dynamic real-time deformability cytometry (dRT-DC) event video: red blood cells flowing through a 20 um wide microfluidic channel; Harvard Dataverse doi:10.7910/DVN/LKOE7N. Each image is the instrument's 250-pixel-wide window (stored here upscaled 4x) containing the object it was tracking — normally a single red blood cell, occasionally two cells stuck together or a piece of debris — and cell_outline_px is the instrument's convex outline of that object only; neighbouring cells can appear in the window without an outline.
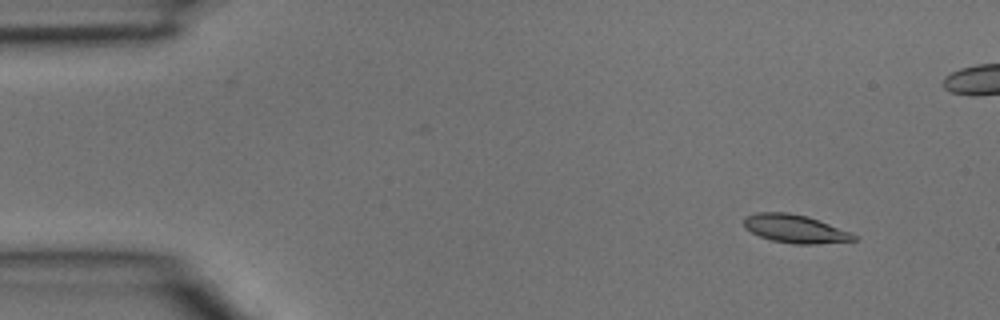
{"species": "common noctule bat (a hibernating species)", "species_latin": "Nyctalus noctula", "temperature_condition": "room temperature", "stored_images_in_passage": 2, "camera_frame_rate_fps": 3000, "um_per_image_px": 0.085, "animal": {"sex": "male", "body_mass_g": 15.6}, "frame": {"image": 1, "passage_image": 2, "time_ms": 0.333, "image_size_px": [1000, 320], "cell_outline_px": [[856, 240], [816, 244], [792, 244], [772, 240], [760, 236], [744, 228], [744, 216], [756, 212], [788, 212], [808, 216], [852, 232], [856, 236]], "centroid_in_image_um": [67.57, 19.43], "position_along_channel_um": 17.4, "area_um2": 18.21}}